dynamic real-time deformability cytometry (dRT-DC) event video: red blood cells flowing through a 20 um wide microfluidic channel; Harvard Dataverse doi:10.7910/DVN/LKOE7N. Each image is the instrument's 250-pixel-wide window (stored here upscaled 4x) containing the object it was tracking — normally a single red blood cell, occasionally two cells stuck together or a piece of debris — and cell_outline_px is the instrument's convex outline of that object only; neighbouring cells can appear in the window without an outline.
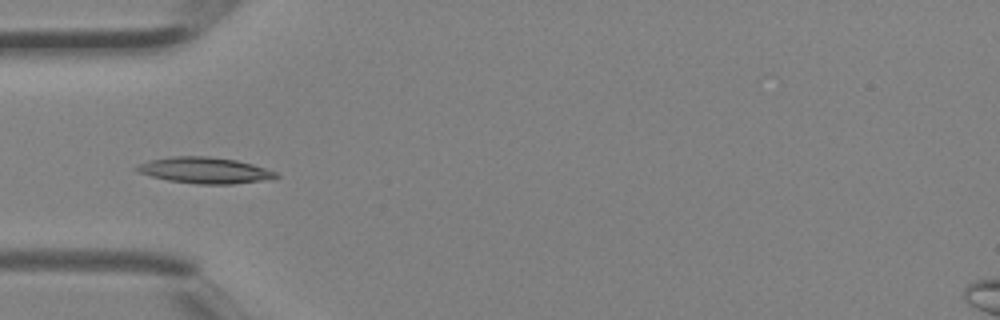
{"species": "Egyptian fruit bat (a non-hibernating species)", "species_latin": "Rousettus aegyptiacus", "temperature_condition": "room temperature", "stored_images_in_passage": 3, "camera_frame_rate_fps": 3000, "um_per_image_px": 0.085, "animal": {"sex": "female"}, "frame": {"image": 1, "passage_image": 3, "time_ms": 0.667, "image_size_px": [1000, 320], "cell_outline_px": [[280, 176], [272, 180], [232, 184], [196, 184], [168, 180], [136, 172], [132, 168], [148, 160], [172, 156], [208, 156], [236, 160], [252, 164], [276, 172]], "centroid_in_image_um": [17.41, 14.48], "position_along_channel_um": 67.6, "area_um2": 21.39}}